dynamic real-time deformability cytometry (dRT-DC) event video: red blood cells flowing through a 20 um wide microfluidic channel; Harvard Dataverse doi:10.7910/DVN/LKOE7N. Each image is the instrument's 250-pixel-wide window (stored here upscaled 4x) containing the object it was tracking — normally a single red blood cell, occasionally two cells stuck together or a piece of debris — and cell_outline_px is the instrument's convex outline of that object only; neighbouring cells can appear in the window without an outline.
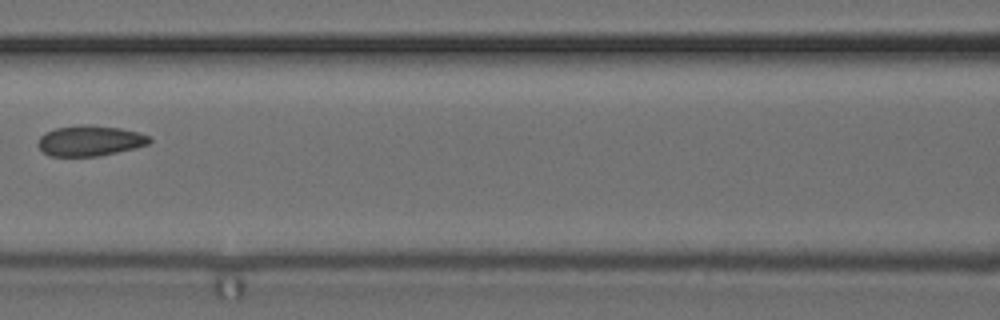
{"species": "common noctule bat (a hibernating species)", "species_latin": "Nyctalus noctula", "temperature_condition": "cold", "stored_images_in_passage": 5, "camera_frame_rate_fps": 3000, "um_per_image_px": 0.085, "animal": {"sex": "female", "body_mass_g": 24.6, "forearm_length_mm": 56.2}, "frame": {"image": 1, "passage_image": 5, "time_ms": 4.667, "image_size_px": [1000, 320], "cell_outline_px": [[152, 140], [148, 144], [136, 148], [100, 156], [52, 156], [44, 152], [36, 144], [40, 136], [44, 132], [56, 128], [84, 124], [92, 124], [120, 128], [152, 136]], "centroid_in_image_um": [7.66, 11.95], "position_along_channel_um": 158.9, "area_um2": 20.0}}